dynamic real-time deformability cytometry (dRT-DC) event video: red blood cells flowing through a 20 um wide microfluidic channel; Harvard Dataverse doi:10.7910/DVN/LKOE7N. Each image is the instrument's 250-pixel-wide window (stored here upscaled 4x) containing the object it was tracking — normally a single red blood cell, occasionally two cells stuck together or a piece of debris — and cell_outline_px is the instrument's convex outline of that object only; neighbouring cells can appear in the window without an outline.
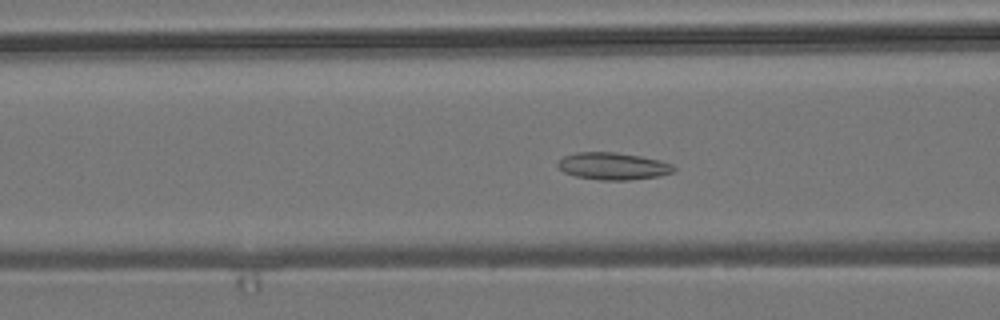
{"species": "common noctule bat (a hibernating species)", "species_latin": "Nyctalus noctula", "temperature_condition": "room temperature", "stored_images_in_passage": 38, "camera_frame_rate_fps": 3000, "um_per_image_px": 0.085, "animal": {"sex": "male", "body_mass_g": 19.2, "forearm_length_mm": 51.8}, "frame": {"image": 1, "passage_image": 10, "time_ms": 3.0, "image_size_px": [1000, 320], "cell_outline_px": [[676, 168], [672, 172], [660, 176], [628, 180], [600, 180], [576, 176], [564, 172], [556, 164], [564, 156], [576, 152], [616, 152], [640, 156], [660, 160], [672, 164]], "centroid_in_image_um": [52.12, 14.12], "position_along_channel_um": 114.5, "area_um2": 18.32}}
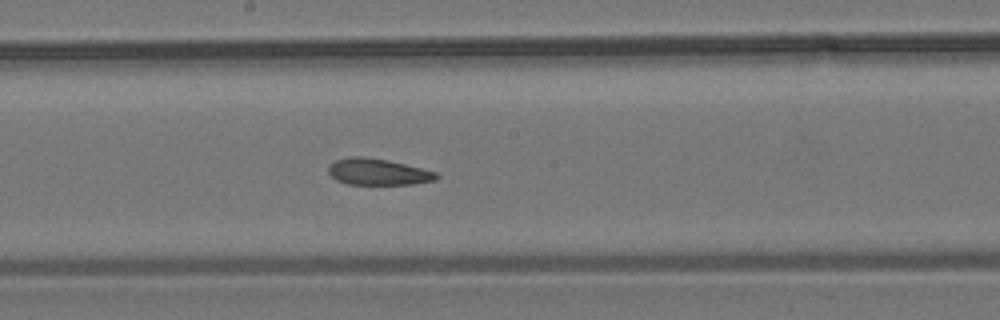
{"frame": {"image": 2, "passage_image": 18, "time_ms": 5.667, "image_size_px": [1000, 320], "cell_outline_px": [[440, 176], [436, 180], [412, 184], [348, 184], [336, 180], [328, 172], [328, 164], [336, 160], [352, 156], [364, 156], [388, 160], [436, 172]], "centroid_in_image_um": [32.1, 14.6], "position_along_channel_um": 216.1, "area_um2": 16.59}}
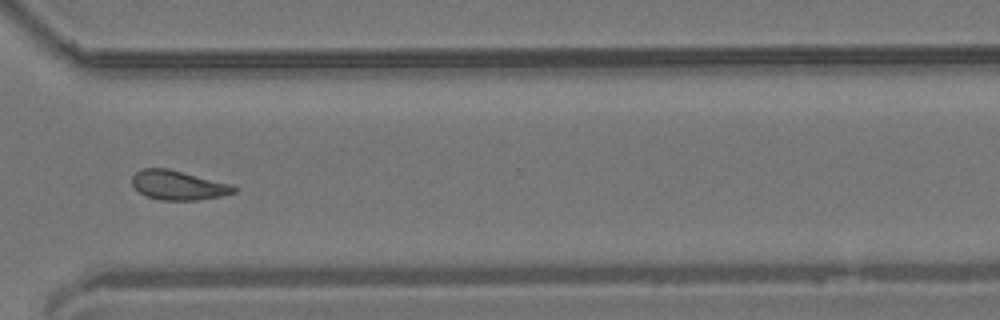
{"frame": {"image": 3, "passage_image": 29, "time_ms": 9.333, "image_size_px": [1000, 320], "cell_outline_px": [[236, 192], [224, 196], [196, 200], [160, 200], [148, 196], [140, 192], [132, 184], [132, 176], [136, 172], [144, 168], [168, 168], [232, 184], [236, 188]], "centroid_in_image_um": [15.18, 15.74], "position_along_channel_um": 355.4, "area_um2": 17.4}, "authors_computed_cell_mechanics": {"area_um2": 17.6001, "velocity_mm_per_s": 3.8111, "shape_relaxation_time_tau1_ms": null, "shape_relaxation_time_tau2_ms": 2.8172, "deformation_change_tau1": null, "deformation_change_tau2": 0.0977}}